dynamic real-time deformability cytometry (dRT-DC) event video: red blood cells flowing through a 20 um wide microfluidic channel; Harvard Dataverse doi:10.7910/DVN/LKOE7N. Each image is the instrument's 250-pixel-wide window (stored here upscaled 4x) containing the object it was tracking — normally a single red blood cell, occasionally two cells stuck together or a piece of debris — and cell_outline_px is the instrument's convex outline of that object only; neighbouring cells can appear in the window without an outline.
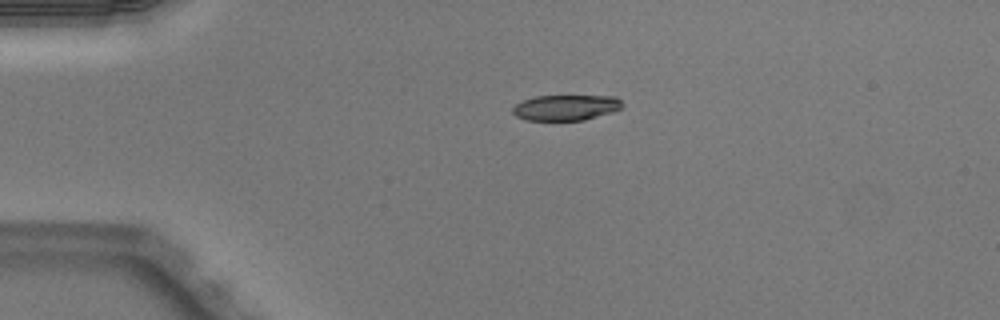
{"species": "Egyptian fruit bat (a non-hibernating species)", "species_latin": "Rousettus aegyptiacus", "temperature_condition": "warm", "stored_images_in_passage": 40, "camera_frame_rate_fps": 3000, "um_per_image_px": 0.085, "animal": {"sex": "male"}, "frame": {"image": 1, "passage_image": 1, "time_ms": 0.0, "image_size_px": [1000, 320], "cell_outline_px": [[624, 104], [620, 108], [612, 112], [584, 120], [528, 120], [516, 116], [512, 112], [512, 108], [516, 104], [524, 100], [536, 96], [616, 96]], "centroid_in_image_um": [48.11, 9.14], "position_along_channel_um": 36.9, "area_um2": 16.24}}
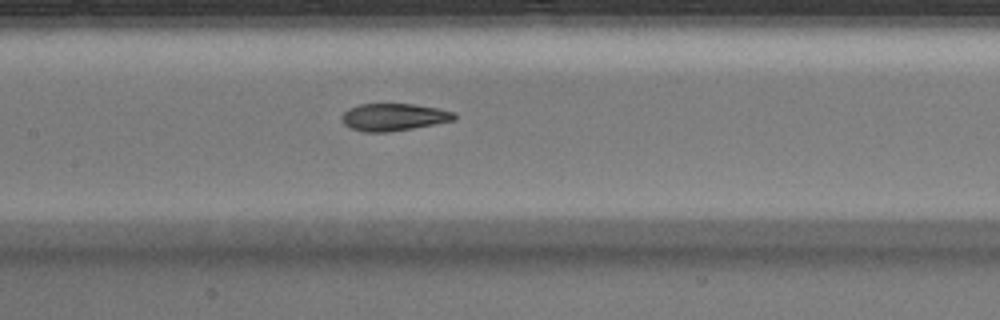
{"frame": {"image": 2, "passage_image": 14, "time_ms": 4.333, "image_size_px": [1000, 320], "cell_outline_px": [[456, 120], [436, 124], [388, 132], [364, 132], [352, 128], [344, 124], [340, 116], [348, 108], [360, 104], [412, 104], [436, 108], [456, 112]], "centroid_in_image_um": [33.47, 9.95], "position_along_channel_um": 173.9, "area_um2": 17.92}}
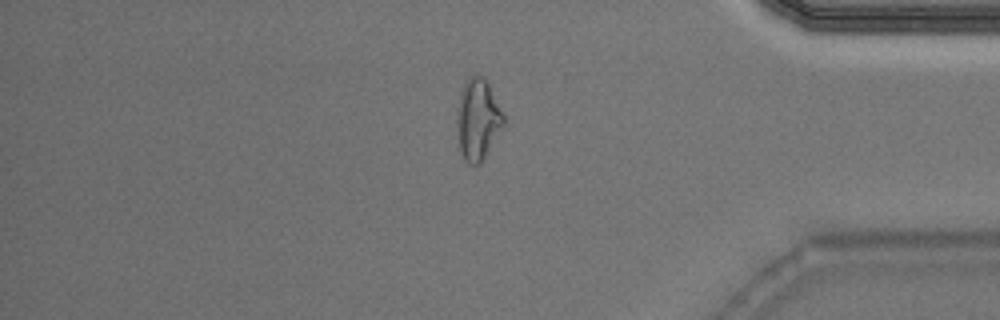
{"frame": {"image": 3, "passage_image": 32, "time_ms": 10.333, "image_size_px": [1000, 320], "cell_outline_px": [[504, 128], [480, 164], [468, 164], [464, 160], [460, 152], [456, 120], [456, 108], [460, 92], [464, 84], [472, 76], [484, 76], [504, 116]], "centroid_in_image_um": [40.6, 10.19], "position_along_channel_um": 394.6, "area_um2": 22.14}, "authors_computed_cell_mechanics": {"area_um2": 18.6694, "velocity_mm_per_s": 4.07, "shape_relaxation_time_tau1_ms": null, "shape_relaxation_time_tau2_ms": 2.1348, "deformation_change_tau1": null, "deformation_change_tau2": 0.0975}}